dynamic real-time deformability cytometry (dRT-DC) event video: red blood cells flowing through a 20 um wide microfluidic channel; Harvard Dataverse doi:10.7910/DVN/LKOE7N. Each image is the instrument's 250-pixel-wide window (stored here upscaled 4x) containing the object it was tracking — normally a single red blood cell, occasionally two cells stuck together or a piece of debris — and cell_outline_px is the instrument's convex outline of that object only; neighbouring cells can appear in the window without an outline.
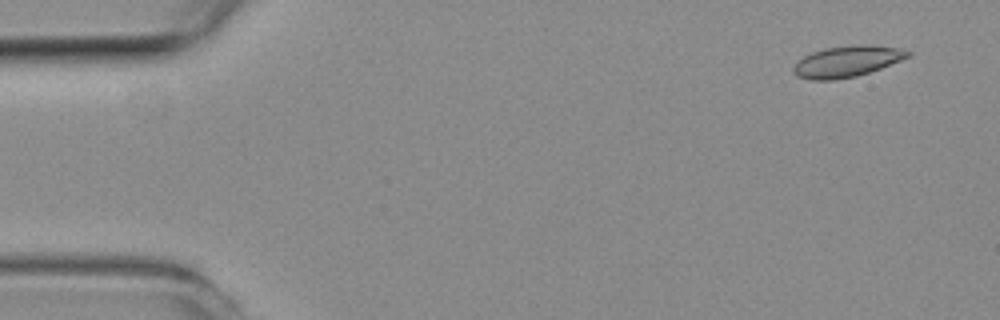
{"species": "common noctule bat (a hibernating species)", "species_latin": "Nyctalus noctula", "temperature_condition": "room temperature", "stored_images_in_passage": 51, "camera_frame_rate_fps": 3000, "um_per_image_px": 0.085, "animal": {"sex": "female", "body_mass_g": 19.3, "forearm_length_mm": 54.1}, "frame": {"image": 1, "passage_image": 3, "time_ms": 0.667, "image_size_px": [1000, 320], "cell_outline_px": [[912, 56], [880, 68], [856, 76], [832, 80], [812, 80], [796, 76], [792, 72], [792, 68], [804, 56], [812, 52], [824, 48], [860, 44], [864, 44], [896, 48], [912, 52]], "centroid_in_image_um": [71.98, 5.22], "position_along_channel_um": 13.0, "area_um2": 20.58}}
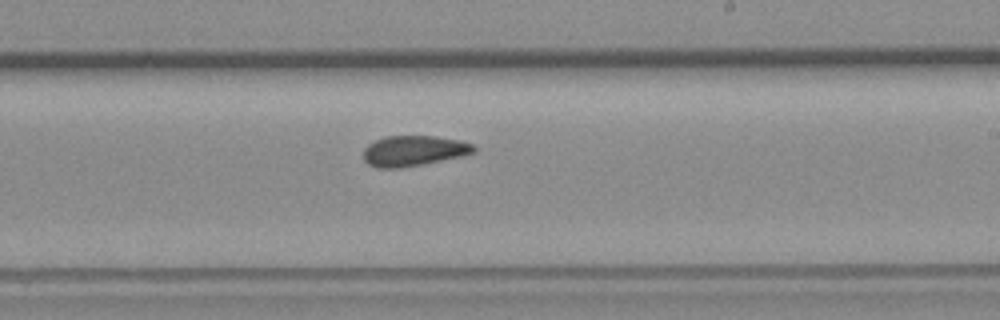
{"frame": {"image": 2, "passage_image": 30, "time_ms": 9.667, "image_size_px": [1000, 320], "cell_outline_px": [[476, 152], [460, 156], [400, 168], [376, 168], [368, 164], [364, 160], [364, 148], [368, 144], [384, 136], [432, 136], [460, 140], [472, 144], [476, 148]], "centroid_in_image_um": [35.13, 12.81], "position_along_channel_um": 253.9, "area_um2": 19.42}}
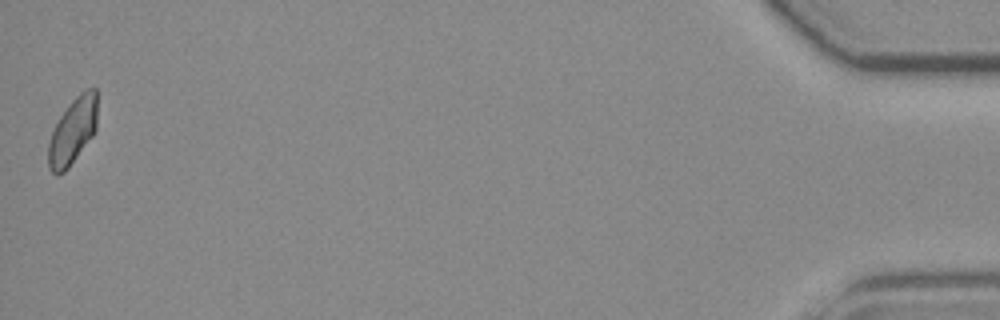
{"frame": {"image": 3, "passage_image": 51, "time_ms": 16.667, "image_size_px": [1000, 320], "cell_outline_px": [[96, 128], [92, 136], [68, 168], [64, 172], [56, 176], [48, 168], [48, 144], [52, 132], [60, 116], [72, 100], [80, 92], [88, 88], [96, 88]], "centroid_in_image_um": [6.16, 11.16], "position_along_channel_um": 429.0, "area_um2": 18.73}, "authors_computed_cell_mechanics": {"area_um2": 19.7676, "velocity_mm_per_s": 3.9658, "shape_relaxation_time_tau1_ms": 8.2826, "shape_relaxation_time_tau2_ms": 1.9388, "deformation_change_tau1": 0.1221, "deformation_change_tau2": 0.063}}